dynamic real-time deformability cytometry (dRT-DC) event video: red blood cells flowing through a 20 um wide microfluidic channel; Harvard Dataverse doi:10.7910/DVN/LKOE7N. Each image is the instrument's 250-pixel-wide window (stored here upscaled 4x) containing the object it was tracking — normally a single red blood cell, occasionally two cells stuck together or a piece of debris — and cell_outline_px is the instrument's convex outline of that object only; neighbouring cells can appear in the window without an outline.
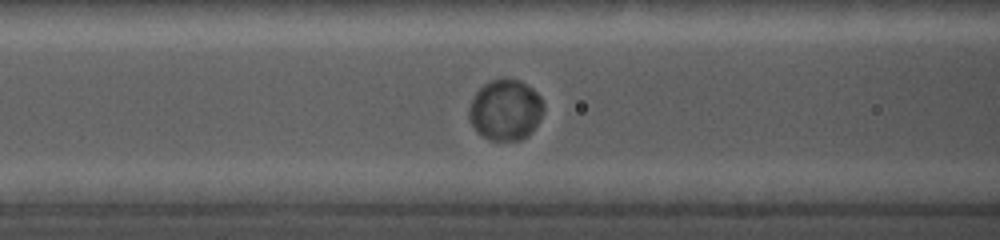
{"species": "common noctule bat (a hibernating species)", "species_latin": "Nyctalus noctula", "temperature_condition": "cold", "stored_images_in_passage": 36, "camera_frame_rate_fps": 5000, "um_per_image_px": 0.085, "animal": {"sex": "female", "body_mass_g": 19.0, "forearm_length_mm": 56.7}, "frame": {"image": 1, "passage_image": 20, "time_ms": 7.2, "image_size_px": [1000, 240], "cell_outline_px": [[544, 108], [536, 124], [520, 140], [488, 140], [476, 132], [468, 116], [468, 108], [476, 92], [484, 84], [492, 80], [520, 80], [532, 88], [540, 96], [544, 104]], "centroid_in_image_um": [42.93, 9.35], "position_along_channel_um": 123.7, "area_um2": 26.01}}
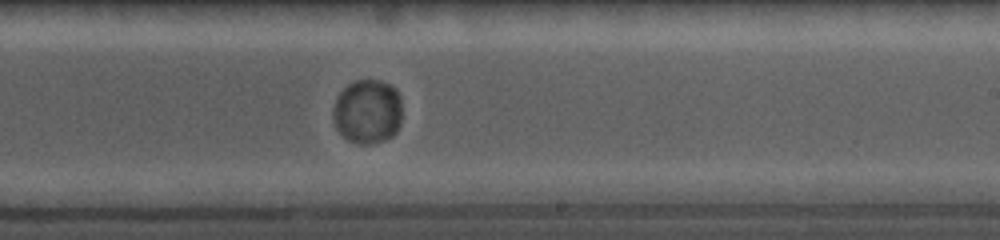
{"frame": {"image": 2, "passage_image": 27, "time_ms": 10.8, "image_size_px": [1000, 240], "cell_outline_px": [[400, 124], [396, 132], [392, 136], [384, 140], [368, 144], [360, 144], [348, 140], [336, 128], [332, 116], [332, 112], [336, 100], [340, 92], [348, 84], [356, 80], [380, 80], [396, 88], [400, 96]], "centroid_in_image_um": [31.23, 9.48], "position_along_channel_um": 257.8, "area_um2": 25.84}}
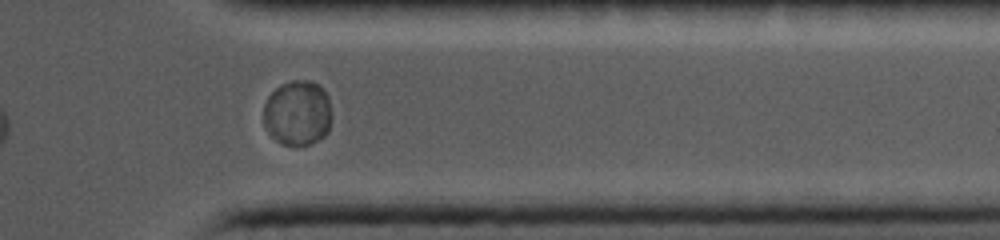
{"frame": {"image": 3, "passage_image": 34, "time_ms": 14.2, "image_size_px": [1000, 240], "cell_outline_px": [[332, 116], [328, 132], [324, 136], [308, 144], [284, 144], [276, 140], [268, 132], [264, 124], [264, 104], [268, 96], [280, 84], [292, 80], [312, 80], [320, 84], [324, 88], [328, 96]], "centroid_in_image_um": [25.32, 9.56], "position_along_channel_um": 386.1, "area_um2": 26.07}}